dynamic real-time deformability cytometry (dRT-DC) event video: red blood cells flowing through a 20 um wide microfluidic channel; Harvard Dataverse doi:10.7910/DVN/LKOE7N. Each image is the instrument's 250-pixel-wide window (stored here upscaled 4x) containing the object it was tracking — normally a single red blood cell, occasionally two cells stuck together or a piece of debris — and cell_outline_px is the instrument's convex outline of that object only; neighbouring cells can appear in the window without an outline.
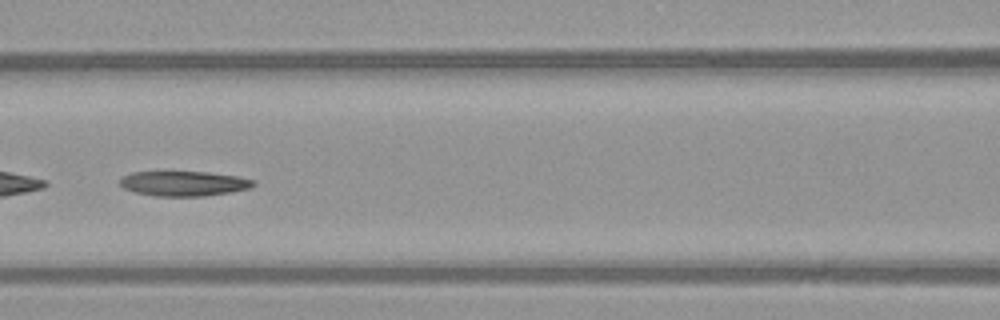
{"species": "common noctule bat (a hibernating species)", "species_latin": "Nyctalus noctula", "temperature_condition": "warm", "stored_images_in_passage": 37, "camera_frame_rate_fps": 3000, "um_per_image_px": 0.085, "animal": {"sex": "female", "body_mass_g": 21.9}, "frame": {"image": 1, "passage_image": 11, "time_ms": 3.333, "image_size_px": [1000, 320], "cell_outline_px": [[256, 184], [252, 188], [232, 192], [204, 196], [152, 196], [136, 192], [124, 188], [120, 184], [120, 176], [132, 172], [208, 172], [236, 176], [256, 180]], "centroid_in_image_um": [15.65, 15.6], "position_along_channel_um": 151.0, "area_um2": 19.54}}